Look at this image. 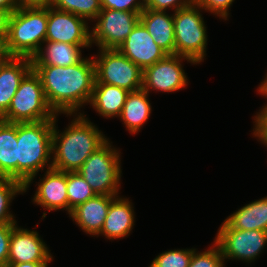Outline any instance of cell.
<instances>
[{"mask_svg":"<svg viewBox=\"0 0 267 267\" xmlns=\"http://www.w3.org/2000/svg\"><path fill=\"white\" fill-rule=\"evenodd\" d=\"M119 151L109 140L94 151L77 171L96 195L117 196L122 174Z\"/></svg>","mask_w":267,"mask_h":267,"instance_id":"8992f818","label":"cell"},{"mask_svg":"<svg viewBox=\"0 0 267 267\" xmlns=\"http://www.w3.org/2000/svg\"><path fill=\"white\" fill-rule=\"evenodd\" d=\"M53 257L37 231L12 229L7 263L51 262Z\"/></svg>","mask_w":267,"mask_h":267,"instance_id":"5bb4252c","label":"cell"},{"mask_svg":"<svg viewBox=\"0 0 267 267\" xmlns=\"http://www.w3.org/2000/svg\"><path fill=\"white\" fill-rule=\"evenodd\" d=\"M225 259L254 262L267 245V232L233 229L225 220L214 239Z\"/></svg>","mask_w":267,"mask_h":267,"instance_id":"9c48e42d","label":"cell"},{"mask_svg":"<svg viewBox=\"0 0 267 267\" xmlns=\"http://www.w3.org/2000/svg\"><path fill=\"white\" fill-rule=\"evenodd\" d=\"M40 77L46 101L55 114L71 116L90 102L95 85L93 57L66 67L32 65Z\"/></svg>","mask_w":267,"mask_h":267,"instance_id":"6da1fadb","label":"cell"},{"mask_svg":"<svg viewBox=\"0 0 267 267\" xmlns=\"http://www.w3.org/2000/svg\"><path fill=\"white\" fill-rule=\"evenodd\" d=\"M258 93L265 96L267 98V74L263 82L258 87ZM263 107H267V104Z\"/></svg>","mask_w":267,"mask_h":267,"instance_id":"ab89813d","label":"cell"},{"mask_svg":"<svg viewBox=\"0 0 267 267\" xmlns=\"http://www.w3.org/2000/svg\"><path fill=\"white\" fill-rule=\"evenodd\" d=\"M19 193H24V185L20 181L0 178V224H17L9 206Z\"/></svg>","mask_w":267,"mask_h":267,"instance_id":"d4e9b609","label":"cell"},{"mask_svg":"<svg viewBox=\"0 0 267 267\" xmlns=\"http://www.w3.org/2000/svg\"><path fill=\"white\" fill-rule=\"evenodd\" d=\"M132 206V202L127 198H120L118 195L110 203L104 225L98 235L102 234L109 240L127 237L135 225V212Z\"/></svg>","mask_w":267,"mask_h":267,"instance_id":"e0dca14e","label":"cell"},{"mask_svg":"<svg viewBox=\"0 0 267 267\" xmlns=\"http://www.w3.org/2000/svg\"><path fill=\"white\" fill-rule=\"evenodd\" d=\"M68 213L77 205L86 202L96 194L90 185L76 172H67Z\"/></svg>","mask_w":267,"mask_h":267,"instance_id":"4316f807","label":"cell"},{"mask_svg":"<svg viewBox=\"0 0 267 267\" xmlns=\"http://www.w3.org/2000/svg\"><path fill=\"white\" fill-rule=\"evenodd\" d=\"M17 224H0V267H6L12 229Z\"/></svg>","mask_w":267,"mask_h":267,"instance_id":"d6a6232c","label":"cell"},{"mask_svg":"<svg viewBox=\"0 0 267 267\" xmlns=\"http://www.w3.org/2000/svg\"><path fill=\"white\" fill-rule=\"evenodd\" d=\"M0 9L8 10L13 13L17 10V4L15 0H0Z\"/></svg>","mask_w":267,"mask_h":267,"instance_id":"74e56055","label":"cell"},{"mask_svg":"<svg viewBox=\"0 0 267 267\" xmlns=\"http://www.w3.org/2000/svg\"><path fill=\"white\" fill-rule=\"evenodd\" d=\"M102 9H113L128 12H142L144 0H101Z\"/></svg>","mask_w":267,"mask_h":267,"instance_id":"f546056e","label":"cell"},{"mask_svg":"<svg viewBox=\"0 0 267 267\" xmlns=\"http://www.w3.org/2000/svg\"><path fill=\"white\" fill-rule=\"evenodd\" d=\"M43 45H45L44 48ZM43 45L31 58L32 65L66 67L77 64L83 59L81 48L92 46V44H70L54 41H45Z\"/></svg>","mask_w":267,"mask_h":267,"instance_id":"d6986e66","label":"cell"},{"mask_svg":"<svg viewBox=\"0 0 267 267\" xmlns=\"http://www.w3.org/2000/svg\"><path fill=\"white\" fill-rule=\"evenodd\" d=\"M47 8H21L10 17L7 48L13 57L32 58L46 40Z\"/></svg>","mask_w":267,"mask_h":267,"instance_id":"277c9868","label":"cell"},{"mask_svg":"<svg viewBox=\"0 0 267 267\" xmlns=\"http://www.w3.org/2000/svg\"><path fill=\"white\" fill-rule=\"evenodd\" d=\"M196 64L192 59L179 56L167 55L162 60L146 67L143 70L142 88L149 93L150 89L162 92L179 91L186 87L188 79L182 67V60Z\"/></svg>","mask_w":267,"mask_h":267,"instance_id":"8fae6325","label":"cell"},{"mask_svg":"<svg viewBox=\"0 0 267 267\" xmlns=\"http://www.w3.org/2000/svg\"><path fill=\"white\" fill-rule=\"evenodd\" d=\"M11 12L8 10L0 9V35H8L9 20Z\"/></svg>","mask_w":267,"mask_h":267,"instance_id":"d590c367","label":"cell"},{"mask_svg":"<svg viewBox=\"0 0 267 267\" xmlns=\"http://www.w3.org/2000/svg\"><path fill=\"white\" fill-rule=\"evenodd\" d=\"M17 9L21 8H47L51 6L52 0H15Z\"/></svg>","mask_w":267,"mask_h":267,"instance_id":"e575fe53","label":"cell"},{"mask_svg":"<svg viewBox=\"0 0 267 267\" xmlns=\"http://www.w3.org/2000/svg\"><path fill=\"white\" fill-rule=\"evenodd\" d=\"M17 123L0 119V178L18 181Z\"/></svg>","mask_w":267,"mask_h":267,"instance_id":"44dd1931","label":"cell"},{"mask_svg":"<svg viewBox=\"0 0 267 267\" xmlns=\"http://www.w3.org/2000/svg\"><path fill=\"white\" fill-rule=\"evenodd\" d=\"M232 2L234 0H196L202 10L209 11L224 20H227Z\"/></svg>","mask_w":267,"mask_h":267,"instance_id":"4dcf8cb0","label":"cell"},{"mask_svg":"<svg viewBox=\"0 0 267 267\" xmlns=\"http://www.w3.org/2000/svg\"><path fill=\"white\" fill-rule=\"evenodd\" d=\"M116 197L95 195L72 209L69 216L85 233L98 236L104 225L110 203Z\"/></svg>","mask_w":267,"mask_h":267,"instance_id":"2e32d148","label":"cell"},{"mask_svg":"<svg viewBox=\"0 0 267 267\" xmlns=\"http://www.w3.org/2000/svg\"><path fill=\"white\" fill-rule=\"evenodd\" d=\"M49 262L7 263L6 267H48Z\"/></svg>","mask_w":267,"mask_h":267,"instance_id":"8d00e7d4","label":"cell"},{"mask_svg":"<svg viewBox=\"0 0 267 267\" xmlns=\"http://www.w3.org/2000/svg\"><path fill=\"white\" fill-rule=\"evenodd\" d=\"M91 30L85 19L70 12L48 7L47 34L45 41L70 44H91Z\"/></svg>","mask_w":267,"mask_h":267,"instance_id":"7c38bea8","label":"cell"},{"mask_svg":"<svg viewBox=\"0 0 267 267\" xmlns=\"http://www.w3.org/2000/svg\"><path fill=\"white\" fill-rule=\"evenodd\" d=\"M196 0H144L145 8L166 11L172 8L173 11L191 6Z\"/></svg>","mask_w":267,"mask_h":267,"instance_id":"1f68e13d","label":"cell"},{"mask_svg":"<svg viewBox=\"0 0 267 267\" xmlns=\"http://www.w3.org/2000/svg\"><path fill=\"white\" fill-rule=\"evenodd\" d=\"M225 221L233 229L267 232V197L246 204L228 216Z\"/></svg>","mask_w":267,"mask_h":267,"instance_id":"cb8c5ba5","label":"cell"},{"mask_svg":"<svg viewBox=\"0 0 267 267\" xmlns=\"http://www.w3.org/2000/svg\"><path fill=\"white\" fill-rule=\"evenodd\" d=\"M32 70V60L12 57L0 72V117L8 110L23 78Z\"/></svg>","mask_w":267,"mask_h":267,"instance_id":"ffe728a7","label":"cell"},{"mask_svg":"<svg viewBox=\"0 0 267 267\" xmlns=\"http://www.w3.org/2000/svg\"><path fill=\"white\" fill-rule=\"evenodd\" d=\"M148 94L143 88L128 93L119 117L130 133H137L149 119L152 107Z\"/></svg>","mask_w":267,"mask_h":267,"instance_id":"603a6c76","label":"cell"},{"mask_svg":"<svg viewBox=\"0 0 267 267\" xmlns=\"http://www.w3.org/2000/svg\"><path fill=\"white\" fill-rule=\"evenodd\" d=\"M13 56H0V72L5 64L12 58Z\"/></svg>","mask_w":267,"mask_h":267,"instance_id":"60d3db41","label":"cell"},{"mask_svg":"<svg viewBox=\"0 0 267 267\" xmlns=\"http://www.w3.org/2000/svg\"><path fill=\"white\" fill-rule=\"evenodd\" d=\"M201 9L195 3L173 13L175 54L188 57L196 64L204 61L208 40Z\"/></svg>","mask_w":267,"mask_h":267,"instance_id":"52a82bcc","label":"cell"},{"mask_svg":"<svg viewBox=\"0 0 267 267\" xmlns=\"http://www.w3.org/2000/svg\"><path fill=\"white\" fill-rule=\"evenodd\" d=\"M140 22L146 27L154 42L168 55L175 54L173 15L166 11L144 8Z\"/></svg>","mask_w":267,"mask_h":267,"instance_id":"ac0fdd59","label":"cell"},{"mask_svg":"<svg viewBox=\"0 0 267 267\" xmlns=\"http://www.w3.org/2000/svg\"><path fill=\"white\" fill-rule=\"evenodd\" d=\"M128 93V90L118 86L95 83L89 103L103 118L119 117Z\"/></svg>","mask_w":267,"mask_h":267,"instance_id":"7402d4cb","label":"cell"},{"mask_svg":"<svg viewBox=\"0 0 267 267\" xmlns=\"http://www.w3.org/2000/svg\"><path fill=\"white\" fill-rule=\"evenodd\" d=\"M192 249H174L160 253L149 267H189Z\"/></svg>","mask_w":267,"mask_h":267,"instance_id":"83f0119b","label":"cell"},{"mask_svg":"<svg viewBox=\"0 0 267 267\" xmlns=\"http://www.w3.org/2000/svg\"><path fill=\"white\" fill-rule=\"evenodd\" d=\"M118 50L142 70L168 55L154 42L140 21L118 47Z\"/></svg>","mask_w":267,"mask_h":267,"instance_id":"4fadbf2b","label":"cell"},{"mask_svg":"<svg viewBox=\"0 0 267 267\" xmlns=\"http://www.w3.org/2000/svg\"><path fill=\"white\" fill-rule=\"evenodd\" d=\"M56 114L49 107L40 77L32 69L21 81L8 110L0 117L10 123L54 120Z\"/></svg>","mask_w":267,"mask_h":267,"instance_id":"5b68a950","label":"cell"},{"mask_svg":"<svg viewBox=\"0 0 267 267\" xmlns=\"http://www.w3.org/2000/svg\"><path fill=\"white\" fill-rule=\"evenodd\" d=\"M53 126L54 120L17 123L18 181L24 192L41 169L52 168Z\"/></svg>","mask_w":267,"mask_h":267,"instance_id":"3957f363","label":"cell"},{"mask_svg":"<svg viewBox=\"0 0 267 267\" xmlns=\"http://www.w3.org/2000/svg\"><path fill=\"white\" fill-rule=\"evenodd\" d=\"M56 114L52 138V168L63 172H76L108 139L96 125L78 113L67 128L61 133L57 129ZM58 130V131H57Z\"/></svg>","mask_w":267,"mask_h":267,"instance_id":"7a4b0ae2","label":"cell"},{"mask_svg":"<svg viewBox=\"0 0 267 267\" xmlns=\"http://www.w3.org/2000/svg\"><path fill=\"white\" fill-rule=\"evenodd\" d=\"M57 10L70 12L87 21L94 20L102 10L101 0H52Z\"/></svg>","mask_w":267,"mask_h":267,"instance_id":"484cf974","label":"cell"},{"mask_svg":"<svg viewBox=\"0 0 267 267\" xmlns=\"http://www.w3.org/2000/svg\"><path fill=\"white\" fill-rule=\"evenodd\" d=\"M254 137H258L261 143L267 147V107L261 108L260 112L254 117Z\"/></svg>","mask_w":267,"mask_h":267,"instance_id":"836d02e7","label":"cell"},{"mask_svg":"<svg viewBox=\"0 0 267 267\" xmlns=\"http://www.w3.org/2000/svg\"><path fill=\"white\" fill-rule=\"evenodd\" d=\"M38 183L33 203L48 211L65 209L68 212L67 172L46 169V173Z\"/></svg>","mask_w":267,"mask_h":267,"instance_id":"9a60e30c","label":"cell"},{"mask_svg":"<svg viewBox=\"0 0 267 267\" xmlns=\"http://www.w3.org/2000/svg\"><path fill=\"white\" fill-rule=\"evenodd\" d=\"M95 64V83H105L130 91L143 86V70L118 49H99Z\"/></svg>","mask_w":267,"mask_h":267,"instance_id":"ba28073f","label":"cell"},{"mask_svg":"<svg viewBox=\"0 0 267 267\" xmlns=\"http://www.w3.org/2000/svg\"><path fill=\"white\" fill-rule=\"evenodd\" d=\"M224 262L221 250L214 242L209 249L200 253H196L194 248L189 267H225Z\"/></svg>","mask_w":267,"mask_h":267,"instance_id":"f1b7e54d","label":"cell"},{"mask_svg":"<svg viewBox=\"0 0 267 267\" xmlns=\"http://www.w3.org/2000/svg\"><path fill=\"white\" fill-rule=\"evenodd\" d=\"M0 56H12L8 51L5 35H0Z\"/></svg>","mask_w":267,"mask_h":267,"instance_id":"f35d334b","label":"cell"},{"mask_svg":"<svg viewBox=\"0 0 267 267\" xmlns=\"http://www.w3.org/2000/svg\"><path fill=\"white\" fill-rule=\"evenodd\" d=\"M140 13L102 9L91 30V44L99 49H118L140 21Z\"/></svg>","mask_w":267,"mask_h":267,"instance_id":"30bf717a","label":"cell"}]
</instances>
